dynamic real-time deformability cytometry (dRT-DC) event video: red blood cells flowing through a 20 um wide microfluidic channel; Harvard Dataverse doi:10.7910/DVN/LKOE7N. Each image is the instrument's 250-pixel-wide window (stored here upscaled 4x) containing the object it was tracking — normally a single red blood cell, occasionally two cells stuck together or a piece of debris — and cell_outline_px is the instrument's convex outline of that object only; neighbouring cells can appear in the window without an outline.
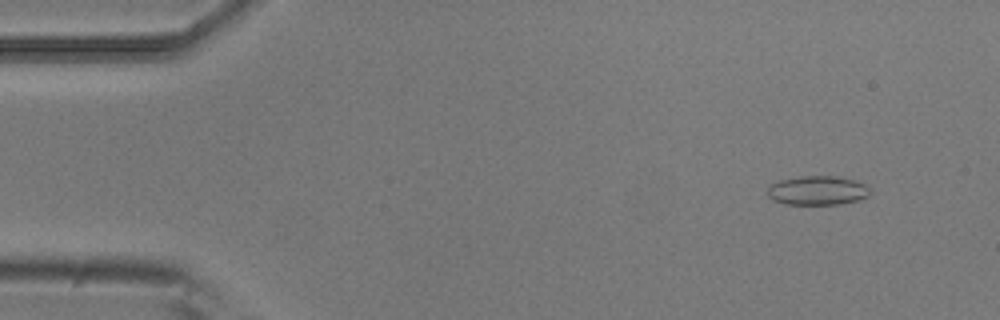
{"species": "common noctule bat (a hibernating species)", "species_latin": "Nyctalus noctula", "temperature_condition": "room temperature", "stored_images_in_passage": 5, "camera_frame_rate_fps": 3000, "um_per_image_px": 0.085, "animal": {"sex": "male", "body_mass_g": 20.5, "forearm_length_mm": 52.5}, "frame": {"image": 1, "passage_image": 1, "time_ms": 0.0, "image_size_px": [1000, 320], "cell_outline_px": [[868, 196], [860, 200], [840, 204], [788, 204], [772, 200], [768, 196], [768, 184], [780, 180], [800, 176], [836, 176], [856, 180], [864, 184], [868, 188]], "centroid_in_image_um": [69.46, 16.18], "position_along_channel_um": 15.5, "area_um2": 17.46}}
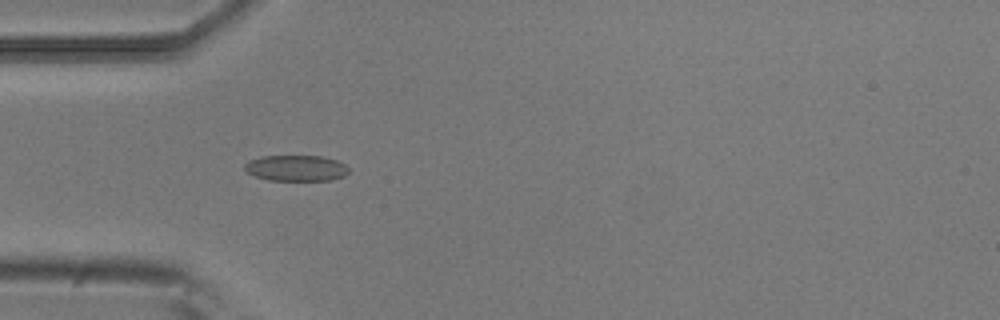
{"frame": {"image": 2, "passage_image": 4, "time_ms": 1.0, "image_size_px": [1000, 320], "cell_outline_px": [[348, 172], [344, 176], [328, 180], [268, 180], [256, 176], [248, 172], [244, 168], [244, 164], [248, 160], [260, 156], [320, 156], [336, 160], [344, 164], [348, 168]], "centroid_in_image_um": [25.14, 14.28], "position_along_channel_um": 59.9, "area_um2": 15.61}}
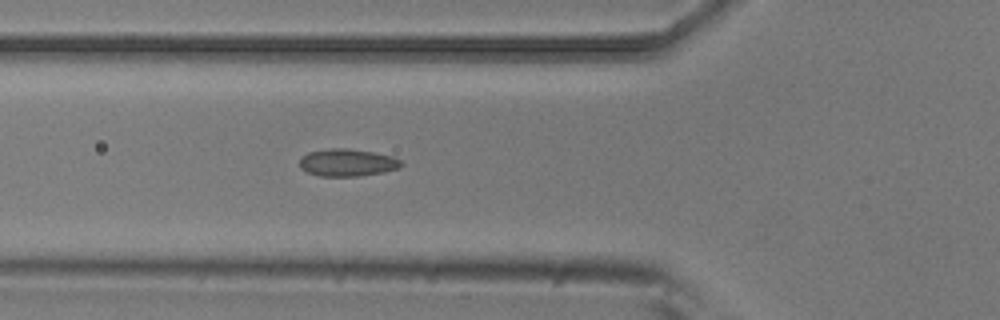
{"frame": {"image": 3, "passage_image": 5, "time_ms": 1.333, "image_size_px": [1000, 320], "cell_outline_px": [[404, 164], [400, 168], [384, 172], [360, 176], [320, 176], [308, 172], [300, 168], [300, 160], [308, 152], [328, 148], [348, 148], [372, 152], [392, 156], [400, 160]], "centroid_in_image_um": [29.55, 13.82], "position_along_channel_um": 96.3, "area_um2": 16.24}}